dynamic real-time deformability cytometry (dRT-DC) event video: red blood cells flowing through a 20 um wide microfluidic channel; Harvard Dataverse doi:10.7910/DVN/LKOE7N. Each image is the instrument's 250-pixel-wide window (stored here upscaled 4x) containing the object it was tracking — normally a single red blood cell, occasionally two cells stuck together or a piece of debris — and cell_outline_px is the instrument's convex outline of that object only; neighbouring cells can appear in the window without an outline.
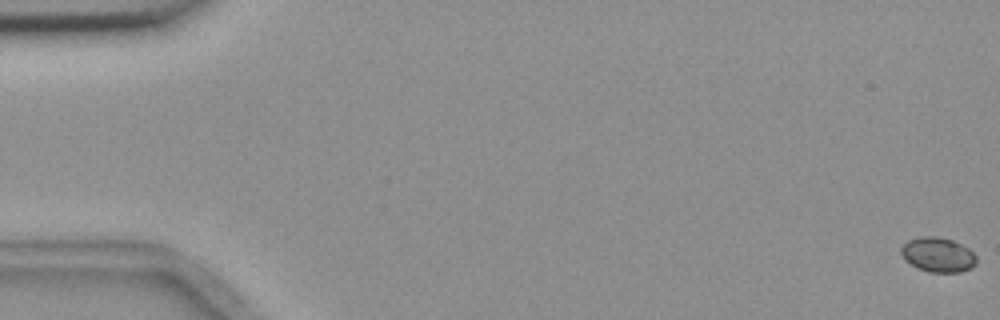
{"species": "common noctule bat (a hibernating species)", "species_latin": "Nyctalus noctula", "temperature_condition": "room temperature", "stored_images_in_passage": 9, "camera_frame_rate_fps": 3000, "um_per_image_px": 0.085, "animal": {"sex": "female", "body_mass_g": 18.4}, "frame": {"image": 1, "passage_image": 1, "time_ms": 0.0, "image_size_px": [1000, 320], "cell_outline_px": [[976, 264], [972, 268], [960, 272], [928, 272], [904, 260], [900, 252], [900, 248], [908, 240], [920, 236], [936, 236], [952, 240], [968, 248], [976, 256]], "centroid_in_image_um": [79.72, 21.65], "position_along_channel_um": 5.3, "area_um2": 15.2}}
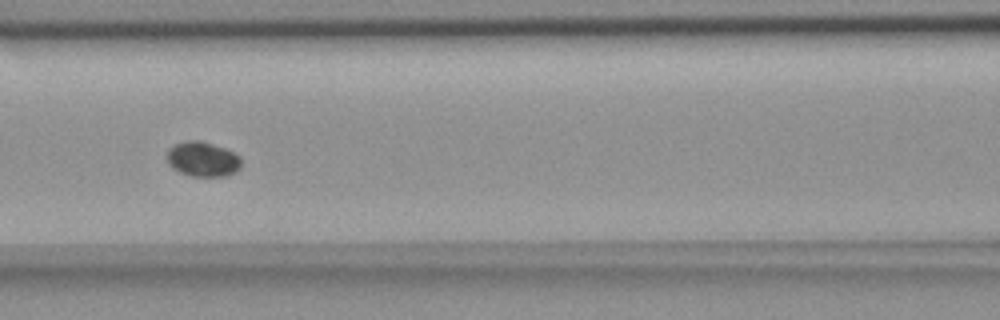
{"frame": {"image": 2, "passage_image": 8, "time_ms": 8.333, "image_size_px": [1000, 320], "cell_outline_px": [[240, 168], [236, 172], [228, 176], [192, 176], [180, 172], [172, 168], [168, 164], [168, 148], [184, 140], [200, 140], [224, 148], [240, 156]], "centroid_in_image_um": [17.23, 13.53], "position_along_channel_um": 149.4, "area_um2": 15.09}}
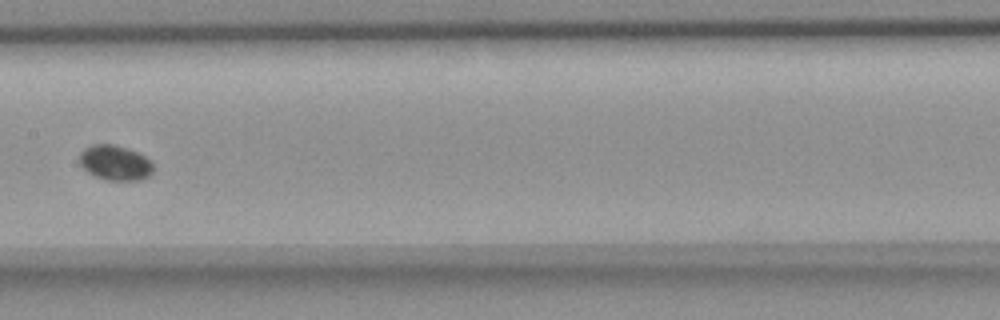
{"frame": {"image": 3, "passage_image": 9, "time_ms": 9.667, "image_size_px": [1000, 320], "cell_outline_px": [[152, 172], [148, 176], [140, 180], [104, 180], [88, 172], [80, 164], [80, 152], [84, 148], [92, 144], [112, 144], [128, 148], [152, 160]], "centroid_in_image_um": [9.78, 13.83], "position_along_channel_um": 197.6, "area_um2": 15.03}}